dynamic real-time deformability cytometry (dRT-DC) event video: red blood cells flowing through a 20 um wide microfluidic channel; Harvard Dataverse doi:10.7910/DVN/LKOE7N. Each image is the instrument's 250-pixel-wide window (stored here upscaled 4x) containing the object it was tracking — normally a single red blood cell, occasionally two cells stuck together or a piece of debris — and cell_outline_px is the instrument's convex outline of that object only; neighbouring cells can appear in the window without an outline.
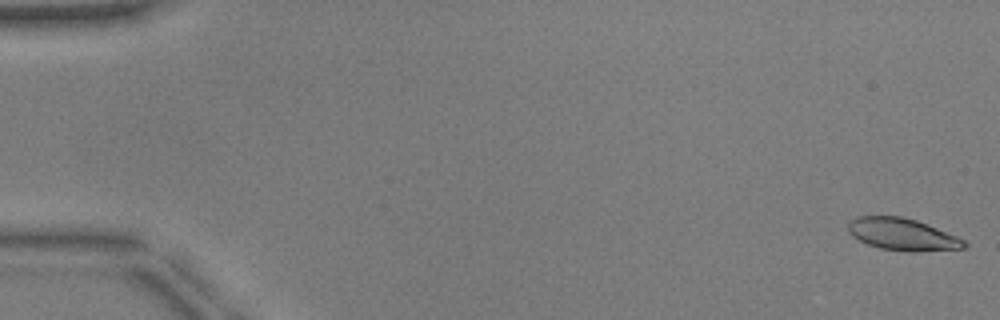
{"species": "common noctule bat (a hibernating species)", "species_latin": "Nyctalus noctula", "temperature_condition": "warm", "stored_images_in_passage": 52, "camera_frame_rate_fps": 3000, "um_per_image_px": 0.085, "animal": {"sex": "male", "body_mass_g": 17.9, "forearm_length_mm": 54.2}, "frame": {"image": 1, "passage_image": 1, "time_ms": 0.0, "image_size_px": [1000, 320], "cell_outline_px": [[968, 244], [964, 248], [916, 252], [908, 252], [880, 248], [868, 244], [852, 236], [848, 232], [848, 220], [856, 216], [900, 216], [916, 220], [956, 236], [964, 240]], "centroid_in_image_um": [76.67, 19.92], "position_along_channel_um": 8.3, "area_um2": 21.68}}
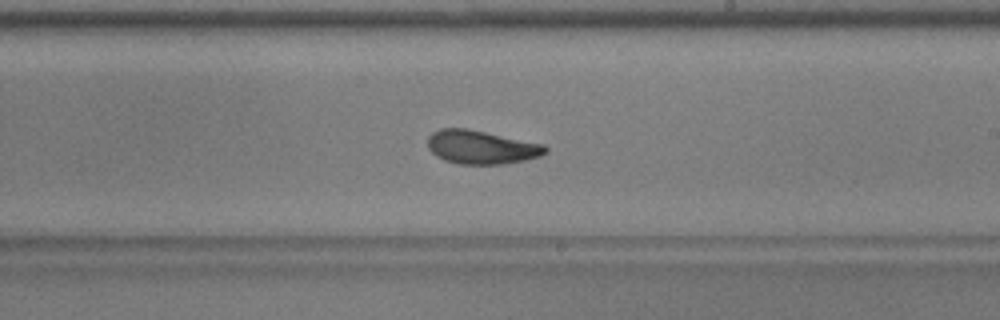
{"frame": {"image": 2, "passage_image": 31, "time_ms": 10.0, "image_size_px": [1000, 320], "cell_outline_px": [[548, 152], [540, 156], [524, 160], [504, 164], [460, 164], [444, 160], [436, 156], [428, 148], [428, 136], [432, 132], [440, 128], [468, 128], [544, 144], [548, 148]], "centroid_in_image_um": [40.91, 12.5], "position_along_channel_um": 248.1, "area_um2": 23.18}}
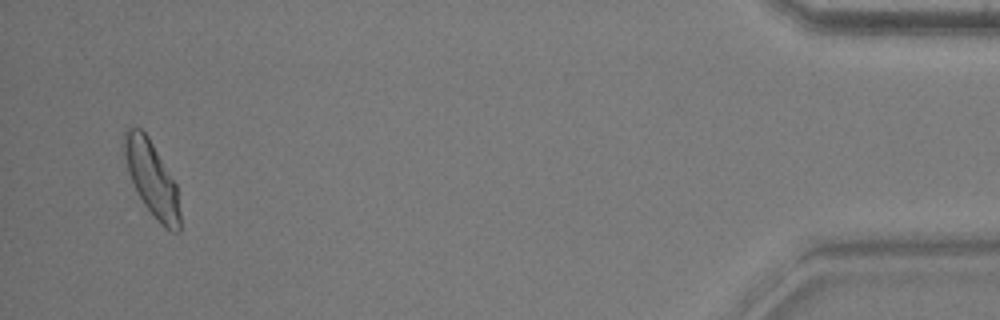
{"frame": {"image": 3, "passage_image": 50, "time_ms": 16.333, "image_size_px": [1000, 320], "cell_outline_px": [[180, 232], [172, 232], [164, 228], [156, 220], [144, 204], [132, 180], [128, 168], [124, 152], [124, 128], [128, 124], [140, 128], [148, 136], [176, 184], [180, 212]], "centroid_in_image_um": [12.91, 15.18], "position_along_channel_um": 422.3, "area_um2": 24.04}, "authors_computed_cell_mechanics": {"area_um2": 23.1778, "velocity_mm_per_s": 3.9252, "shape_relaxation_time_tau1_ms": 4.7066, "shape_relaxation_time_tau2_ms": 1.6486, "deformation_change_tau1": 0.1477, "deformation_change_tau2": 0.084}}